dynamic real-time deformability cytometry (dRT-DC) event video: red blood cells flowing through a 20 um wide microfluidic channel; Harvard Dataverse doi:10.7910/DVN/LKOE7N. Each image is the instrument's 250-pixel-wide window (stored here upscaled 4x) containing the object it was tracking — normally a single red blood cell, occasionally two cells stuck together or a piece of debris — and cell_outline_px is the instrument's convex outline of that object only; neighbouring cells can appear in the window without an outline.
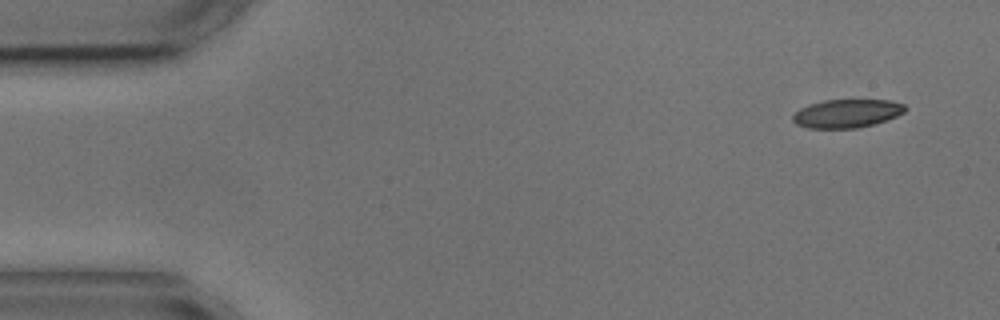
{"species": "common noctule bat (a hibernating species)", "species_latin": "Nyctalus noctula", "temperature_condition": "cold", "stored_images_in_passage": 3, "camera_frame_rate_fps": 3000, "um_per_image_px": 0.085, "animal": {"sex": "male", "body_mass_g": 17.9, "forearm_length_mm": 54.2}, "frame": {"image": 1, "passage_image": 1, "time_ms": 0.0, "image_size_px": [1000, 320], "cell_outline_px": [[908, 108], [904, 112], [896, 116], [872, 124], [856, 128], [808, 128], [796, 124], [792, 120], [792, 116], [800, 108], [808, 104], [824, 100], [888, 100], [904, 104]], "centroid_in_image_um": [71.96, 9.64], "position_along_channel_um": 13.0, "area_um2": 18.5}}
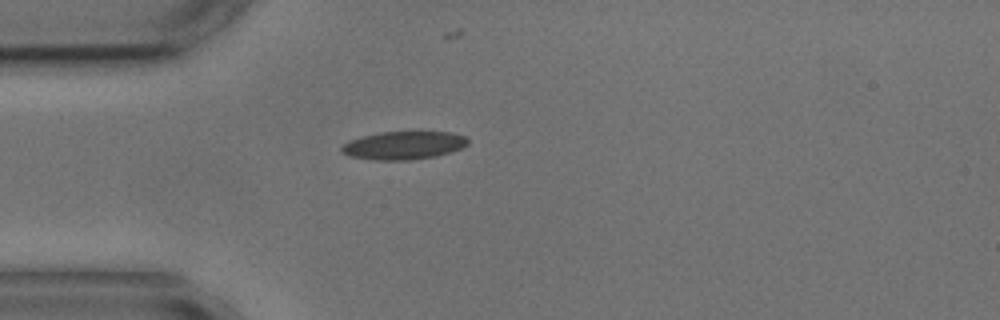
{"frame": {"image": 2, "passage_image": 3, "time_ms": 3.667, "image_size_px": [1000, 320], "cell_outline_px": [[468, 144], [452, 152], [436, 156], [412, 160], [372, 160], [348, 156], [340, 152], [340, 148], [348, 140], [360, 136], [380, 132], [452, 132], [464, 136], [468, 140]], "centroid_in_image_um": [34.26, 12.36], "position_along_channel_um": 50.7, "area_um2": 20.92}}